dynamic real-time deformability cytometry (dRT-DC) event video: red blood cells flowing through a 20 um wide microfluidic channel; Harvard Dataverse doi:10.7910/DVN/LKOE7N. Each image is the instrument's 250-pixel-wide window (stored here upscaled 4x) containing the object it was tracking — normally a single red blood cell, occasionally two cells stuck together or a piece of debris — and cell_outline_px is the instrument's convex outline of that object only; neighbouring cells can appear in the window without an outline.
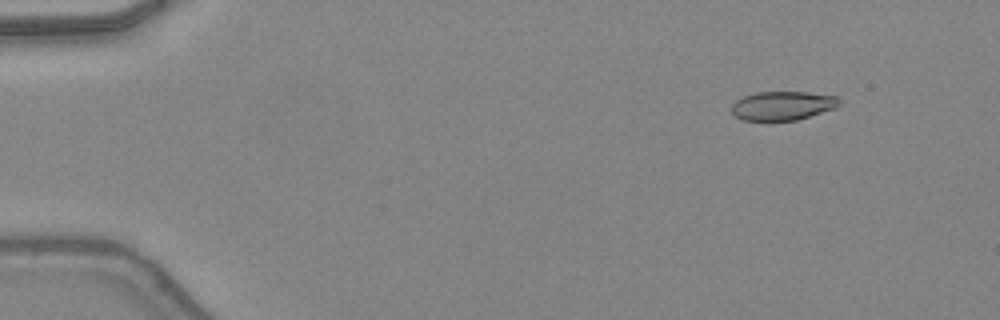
{"species": "common noctule bat (a hibernating species)", "species_latin": "Nyctalus noctula", "temperature_condition": "warm", "stored_images_in_passage": 44, "camera_frame_rate_fps": 3000, "um_per_image_px": 0.085, "animal": {"sex": "female", "body_mass_g": 24.6, "forearm_length_mm": 56.2}, "frame": {"image": 1, "passage_image": 2, "time_ms": 0.333, "image_size_px": [1000, 320], "cell_outline_px": [[840, 104], [836, 108], [796, 120], [772, 124], [744, 120], [736, 116], [732, 112], [732, 104], [736, 100], [744, 96], [756, 92], [808, 92], [836, 96], [840, 100]], "centroid_in_image_um": [66.5, 9.03], "position_along_channel_um": 18.5, "area_um2": 18.79}}
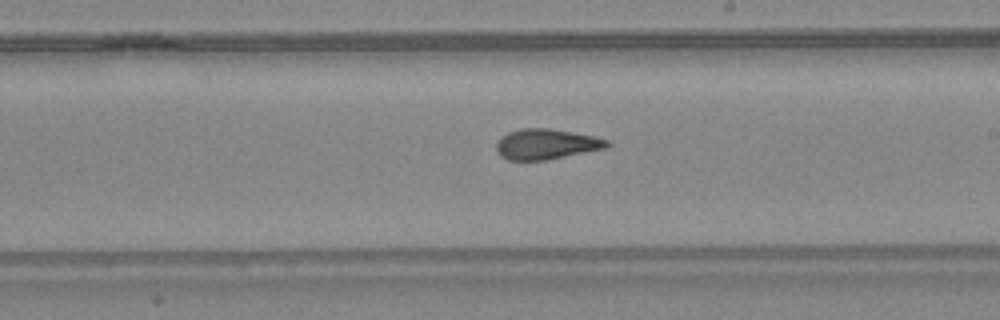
{"frame": {"image": 2, "passage_image": 25, "time_ms": 8.0, "image_size_px": [1000, 320], "cell_outline_px": [[612, 144], [608, 148], [548, 160], [508, 160], [500, 156], [496, 148], [496, 144], [508, 132], [520, 128], [548, 128], [572, 132], [592, 136], [608, 140]], "centroid_in_image_um": [46.47, 12.26], "position_along_channel_um": 242.5, "area_um2": 19.65}}
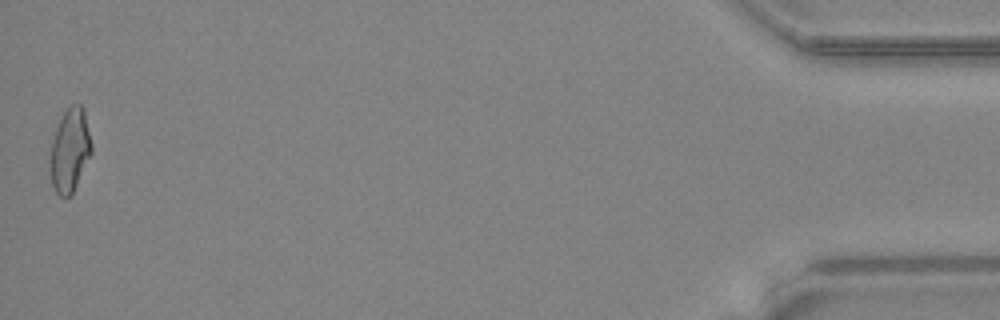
{"frame": {"image": 3, "passage_image": 44, "time_ms": 14.333, "image_size_px": [1000, 320], "cell_outline_px": [[92, 152], [72, 196], [60, 196], [56, 192], [52, 184], [52, 140], [56, 128], [64, 112], [72, 104], [80, 104], [84, 108], [92, 144]], "centroid_in_image_um": [5.99, 12.76], "position_along_channel_um": 429.2, "area_um2": 19.77}, "authors_computed_cell_mechanics": {"area_um2": 19.7676, "velocity_mm_per_s": 4.4014, "shape_relaxation_time_tau1_ms": 9.2823, "shape_relaxation_time_tau2_ms": 1.8893, "deformation_change_tau1": 0.2865, "deformation_change_tau2": 0.107}}